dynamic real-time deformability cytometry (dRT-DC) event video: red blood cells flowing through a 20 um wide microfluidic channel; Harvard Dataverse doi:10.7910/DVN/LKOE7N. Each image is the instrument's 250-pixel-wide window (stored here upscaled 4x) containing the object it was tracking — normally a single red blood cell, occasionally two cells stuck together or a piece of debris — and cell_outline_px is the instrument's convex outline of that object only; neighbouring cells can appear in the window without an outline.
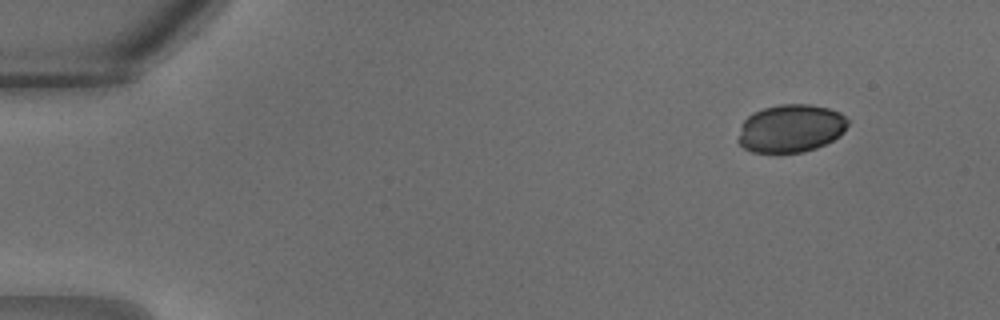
{"species": "common noctule bat (a hibernating species)", "species_latin": "Nyctalus noctula", "temperature_condition": "warm", "stored_images_in_passage": 32, "camera_frame_rate_fps": 3000, "um_per_image_px": 0.085, "animal": {"sex": "male", "body_mass_g": 18.8}, "frame": {"image": 1, "passage_image": 4, "time_ms": 1.0, "image_size_px": [1000, 320], "cell_outline_px": [[848, 124], [844, 132], [840, 136], [816, 148], [804, 152], [752, 152], [744, 148], [736, 140], [744, 120], [752, 112], [764, 108], [780, 104], [808, 104], [828, 108], [840, 112], [848, 120]], "centroid_in_image_um": [67.21, 10.91], "position_along_channel_um": 17.8, "area_um2": 30.69}}
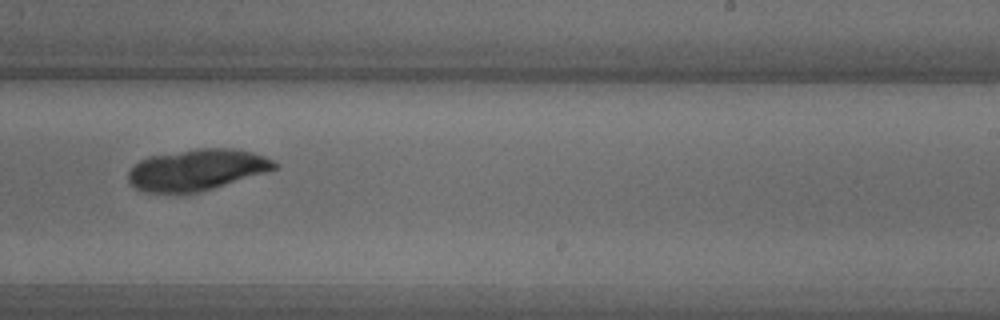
{"frame": {"image": 2, "passage_image": 21, "time_ms": 6.667, "image_size_px": [1000, 320], "cell_outline_px": [[276, 168], [264, 172], [200, 192], [144, 192], [136, 188], [128, 180], [128, 172], [140, 160], [148, 156], [196, 148], [232, 148], [252, 152], [264, 156], [272, 160], [276, 164]], "centroid_in_image_um": [16.69, 14.41], "position_along_channel_um": 272.3, "area_um2": 34.62}}
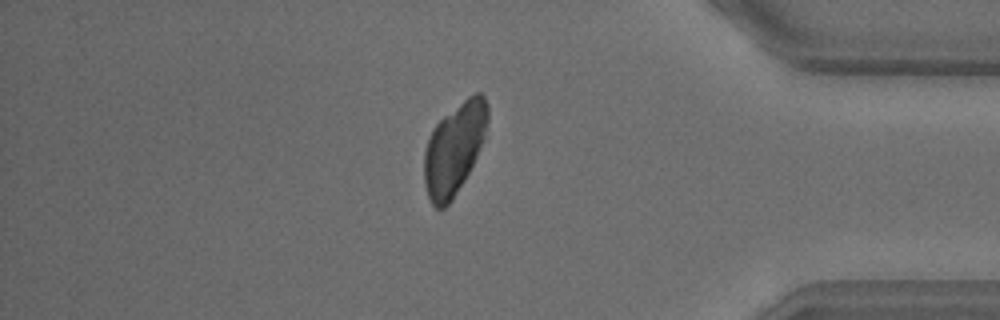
{"frame": {"image": 3, "passage_image": 28, "time_ms": 9.0, "image_size_px": [1000, 320], "cell_outline_px": [[488, 120], [484, 136], [476, 156], [464, 180], [452, 200], [444, 208], [436, 208], [432, 204], [428, 196], [424, 184], [424, 152], [428, 140], [436, 124], [444, 116], [468, 96], [476, 92], [480, 92], [484, 96], [488, 104]], "centroid_in_image_um": [38.6, 12.63], "position_along_channel_um": 396.6, "area_um2": 33.35}}